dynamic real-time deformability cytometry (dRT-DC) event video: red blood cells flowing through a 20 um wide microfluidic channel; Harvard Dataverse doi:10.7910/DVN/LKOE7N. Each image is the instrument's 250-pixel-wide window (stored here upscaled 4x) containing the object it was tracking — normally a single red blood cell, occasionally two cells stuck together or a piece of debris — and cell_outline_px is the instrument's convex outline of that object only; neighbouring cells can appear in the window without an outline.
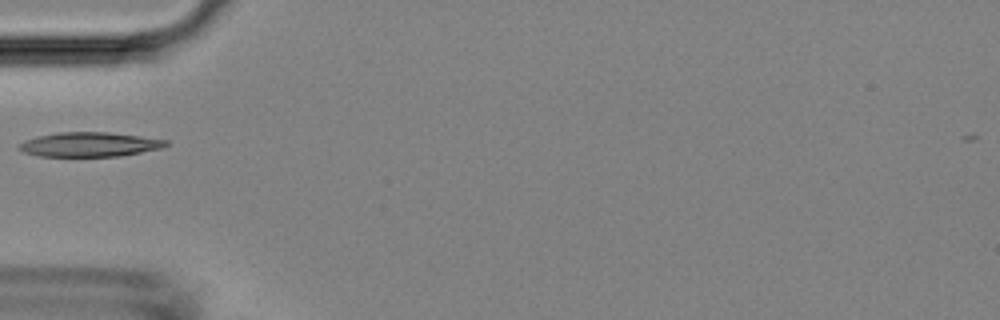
{"species": "Egyptian fruit bat (a non-hibernating species)", "species_latin": "Rousettus aegyptiacus", "temperature_condition": "room temperature", "stored_images_in_passage": 2, "camera_frame_rate_fps": 3000, "um_per_image_px": 0.085, "animal": {"sex": "female"}, "frame": {"image": 1, "passage_image": 1, "time_ms": 0.0, "image_size_px": [1000, 320], "cell_outline_px": [[168, 144], [164, 148], [120, 156], [36, 156], [24, 152], [16, 148], [16, 144], [24, 140], [56, 132], [108, 132], [140, 136], [168, 140]], "centroid_in_image_um": [7.59, 12.28], "position_along_channel_um": 77.4, "area_um2": 21.1}}